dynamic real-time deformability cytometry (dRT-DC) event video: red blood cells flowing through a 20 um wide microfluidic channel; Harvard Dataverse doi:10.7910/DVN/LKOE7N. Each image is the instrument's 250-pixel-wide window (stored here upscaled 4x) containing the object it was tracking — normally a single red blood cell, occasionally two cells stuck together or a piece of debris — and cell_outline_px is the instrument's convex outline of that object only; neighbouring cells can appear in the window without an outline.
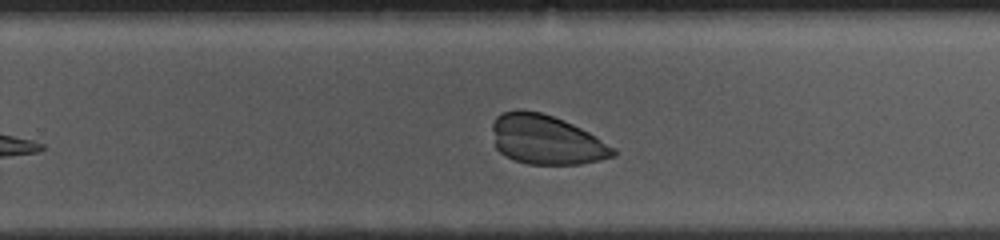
{"species": "common noctule bat (a hibernating species)", "species_latin": "Nyctalus noctula", "temperature_condition": "cold", "stored_images_in_passage": 41, "camera_frame_rate_fps": 3000, "um_per_image_px": 0.085, "animal": {"sex": "female", "body_mass_g": 10.0, "forearm_length_mm": 53.1}, "frame": {"image": 1, "passage_image": 25, "time_ms": 8.0, "image_size_px": [1000, 240], "cell_outline_px": [[616, 156], [600, 160], [580, 164], [528, 164], [516, 160], [500, 152], [496, 148], [492, 128], [492, 124], [496, 116], [500, 112], [540, 112], [564, 120], [596, 136], [616, 148]], "centroid_in_image_um": [46.47, 11.9], "position_along_channel_um": 283.3, "area_um2": 34.33}}